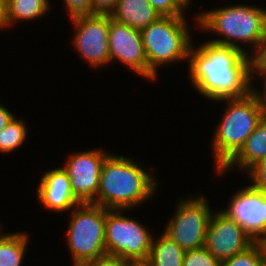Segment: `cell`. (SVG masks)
Here are the masks:
<instances>
[{
	"mask_svg": "<svg viewBox=\"0 0 266 266\" xmlns=\"http://www.w3.org/2000/svg\"><path fill=\"white\" fill-rule=\"evenodd\" d=\"M188 61L192 85L207 99L218 102L254 90L250 56L240 49L207 41L191 46Z\"/></svg>",
	"mask_w": 266,
	"mask_h": 266,
	"instance_id": "obj_1",
	"label": "cell"
},
{
	"mask_svg": "<svg viewBox=\"0 0 266 266\" xmlns=\"http://www.w3.org/2000/svg\"><path fill=\"white\" fill-rule=\"evenodd\" d=\"M145 167L123 155L110 153L104 160L93 204L106 209H134L157 191V179Z\"/></svg>",
	"mask_w": 266,
	"mask_h": 266,
	"instance_id": "obj_2",
	"label": "cell"
},
{
	"mask_svg": "<svg viewBox=\"0 0 266 266\" xmlns=\"http://www.w3.org/2000/svg\"><path fill=\"white\" fill-rule=\"evenodd\" d=\"M218 101H225L228 106L223 118L218 121L211 142L216 172L240 151L246 139L266 115V102L256 87L246 96Z\"/></svg>",
	"mask_w": 266,
	"mask_h": 266,
	"instance_id": "obj_3",
	"label": "cell"
},
{
	"mask_svg": "<svg viewBox=\"0 0 266 266\" xmlns=\"http://www.w3.org/2000/svg\"><path fill=\"white\" fill-rule=\"evenodd\" d=\"M195 17L202 31L217 33L224 37L215 38L209 42L240 49L247 55L251 54L242 46L249 44L254 52L266 31V9L257 6L228 5L201 12ZM239 42L243 45L239 46Z\"/></svg>",
	"mask_w": 266,
	"mask_h": 266,
	"instance_id": "obj_4",
	"label": "cell"
},
{
	"mask_svg": "<svg viewBox=\"0 0 266 266\" xmlns=\"http://www.w3.org/2000/svg\"><path fill=\"white\" fill-rule=\"evenodd\" d=\"M185 18L160 16L141 30L150 81L157 78L159 66L189 60L193 42Z\"/></svg>",
	"mask_w": 266,
	"mask_h": 266,
	"instance_id": "obj_5",
	"label": "cell"
},
{
	"mask_svg": "<svg viewBox=\"0 0 266 266\" xmlns=\"http://www.w3.org/2000/svg\"><path fill=\"white\" fill-rule=\"evenodd\" d=\"M73 209L66 238L73 266H82L106 254V208L80 203Z\"/></svg>",
	"mask_w": 266,
	"mask_h": 266,
	"instance_id": "obj_6",
	"label": "cell"
},
{
	"mask_svg": "<svg viewBox=\"0 0 266 266\" xmlns=\"http://www.w3.org/2000/svg\"><path fill=\"white\" fill-rule=\"evenodd\" d=\"M121 209H106V254L117 255L131 263H145L153 237L137 220L126 217ZM123 214V215H122Z\"/></svg>",
	"mask_w": 266,
	"mask_h": 266,
	"instance_id": "obj_7",
	"label": "cell"
},
{
	"mask_svg": "<svg viewBox=\"0 0 266 266\" xmlns=\"http://www.w3.org/2000/svg\"><path fill=\"white\" fill-rule=\"evenodd\" d=\"M176 206L174 216L167 223L164 232L185 251L204 247L213 214L206 197L197 195L180 199Z\"/></svg>",
	"mask_w": 266,
	"mask_h": 266,
	"instance_id": "obj_8",
	"label": "cell"
},
{
	"mask_svg": "<svg viewBox=\"0 0 266 266\" xmlns=\"http://www.w3.org/2000/svg\"><path fill=\"white\" fill-rule=\"evenodd\" d=\"M76 28L73 46L92 67H105L109 56V15L82 14L70 17Z\"/></svg>",
	"mask_w": 266,
	"mask_h": 266,
	"instance_id": "obj_9",
	"label": "cell"
},
{
	"mask_svg": "<svg viewBox=\"0 0 266 266\" xmlns=\"http://www.w3.org/2000/svg\"><path fill=\"white\" fill-rule=\"evenodd\" d=\"M109 154L100 149L76 152L62 166L71 179L72 193L80 203L96 200L101 168Z\"/></svg>",
	"mask_w": 266,
	"mask_h": 266,
	"instance_id": "obj_10",
	"label": "cell"
},
{
	"mask_svg": "<svg viewBox=\"0 0 266 266\" xmlns=\"http://www.w3.org/2000/svg\"><path fill=\"white\" fill-rule=\"evenodd\" d=\"M255 241L245 232L243 226L224 212H213L207 228L204 247L222 262L244 252Z\"/></svg>",
	"mask_w": 266,
	"mask_h": 266,
	"instance_id": "obj_11",
	"label": "cell"
},
{
	"mask_svg": "<svg viewBox=\"0 0 266 266\" xmlns=\"http://www.w3.org/2000/svg\"><path fill=\"white\" fill-rule=\"evenodd\" d=\"M110 63L118 60L137 75L148 79V62L141 31L112 19L109 15Z\"/></svg>",
	"mask_w": 266,
	"mask_h": 266,
	"instance_id": "obj_12",
	"label": "cell"
},
{
	"mask_svg": "<svg viewBox=\"0 0 266 266\" xmlns=\"http://www.w3.org/2000/svg\"><path fill=\"white\" fill-rule=\"evenodd\" d=\"M256 242L266 237V194L251 185L234 193L224 210Z\"/></svg>",
	"mask_w": 266,
	"mask_h": 266,
	"instance_id": "obj_13",
	"label": "cell"
},
{
	"mask_svg": "<svg viewBox=\"0 0 266 266\" xmlns=\"http://www.w3.org/2000/svg\"><path fill=\"white\" fill-rule=\"evenodd\" d=\"M40 180L37 196L45 209L65 212L80 204L72 193L71 179L62 167L46 171Z\"/></svg>",
	"mask_w": 266,
	"mask_h": 266,
	"instance_id": "obj_14",
	"label": "cell"
},
{
	"mask_svg": "<svg viewBox=\"0 0 266 266\" xmlns=\"http://www.w3.org/2000/svg\"><path fill=\"white\" fill-rule=\"evenodd\" d=\"M266 158V115L257 124L252 134L246 139L240 151L221 169L218 176L234 166L247 172L261 159Z\"/></svg>",
	"mask_w": 266,
	"mask_h": 266,
	"instance_id": "obj_15",
	"label": "cell"
},
{
	"mask_svg": "<svg viewBox=\"0 0 266 266\" xmlns=\"http://www.w3.org/2000/svg\"><path fill=\"white\" fill-rule=\"evenodd\" d=\"M110 17L141 31L156 21L160 14L148 0H119Z\"/></svg>",
	"mask_w": 266,
	"mask_h": 266,
	"instance_id": "obj_16",
	"label": "cell"
},
{
	"mask_svg": "<svg viewBox=\"0 0 266 266\" xmlns=\"http://www.w3.org/2000/svg\"><path fill=\"white\" fill-rule=\"evenodd\" d=\"M49 0H3L4 26L10 27L16 20H35L50 9Z\"/></svg>",
	"mask_w": 266,
	"mask_h": 266,
	"instance_id": "obj_17",
	"label": "cell"
},
{
	"mask_svg": "<svg viewBox=\"0 0 266 266\" xmlns=\"http://www.w3.org/2000/svg\"><path fill=\"white\" fill-rule=\"evenodd\" d=\"M185 250L173 241L164 231L153 238L151 252L145 264L147 266H183Z\"/></svg>",
	"mask_w": 266,
	"mask_h": 266,
	"instance_id": "obj_18",
	"label": "cell"
},
{
	"mask_svg": "<svg viewBox=\"0 0 266 266\" xmlns=\"http://www.w3.org/2000/svg\"><path fill=\"white\" fill-rule=\"evenodd\" d=\"M28 239L25 232H0V266H20L25 258Z\"/></svg>",
	"mask_w": 266,
	"mask_h": 266,
	"instance_id": "obj_19",
	"label": "cell"
},
{
	"mask_svg": "<svg viewBox=\"0 0 266 266\" xmlns=\"http://www.w3.org/2000/svg\"><path fill=\"white\" fill-rule=\"evenodd\" d=\"M27 133L23 120L14 116L7 126L0 130V152L10 153L21 147L26 140Z\"/></svg>",
	"mask_w": 266,
	"mask_h": 266,
	"instance_id": "obj_20",
	"label": "cell"
},
{
	"mask_svg": "<svg viewBox=\"0 0 266 266\" xmlns=\"http://www.w3.org/2000/svg\"><path fill=\"white\" fill-rule=\"evenodd\" d=\"M221 266H265L264 258L257 242L244 252L223 260Z\"/></svg>",
	"mask_w": 266,
	"mask_h": 266,
	"instance_id": "obj_21",
	"label": "cell"
},
{
	"mask_svg": "<svg viewBox=\"0 0 266 266\" xmlns=\"http://www.w3.org/2000/svg\"><path fill=\"white\" fill-rule=\"evenodd\" d=\"M183 266H221L205 247L185 251Z\"/></svg>",
	"mask_w": 266,
	"mask_h": 266,
	"instance_id": "obj_22",
	"label": "cell"
},
{
	"mask_svg": "<svg viewBox=\"0 0 266 266\" xmlns=\"http://www.w3.org/2000/svg\"><path fill=\"white\" fill-rule=\"evenodd\" d=\"M252 53L253 55H250L252 79L254 77V74H256L255 75L256 77L258 75L259 76L261 75L264 77L263 79H265L266 78V31L261 41L259 42L257 49Z\"/></svg>",
	"mask_w": 266,
	"mask_h": 266,
	"instance_id": "obj_23",
	"label": "cell"
},
{
	"mask_svg": "<svg viewBox=\"0 0 266 266\" xmlns=\"http://www.w3.org/2000/svg\"><path fill=\"white\" fill-rule=\"evenodd\" d=\"M248 176L251 179V186L266 194V158L261 159L248 171Z\"/></svg>",
	"mask_w": 266,
	"mask_h": 266,
	"instance_id": "obj_24",
	"label": "cell"
},
{
	"mask_svg": "<svg viewBox=\"0 0 266 266\" xmlns=\"http://www.w3.org/2000/svg\"><path fill=\"white\" fill-rule=\"evenodd\" d=\"M160 16H184V8L176 0H148Z\"/></svg>",
	"mask_w": 266,
	"mask_h": 266,
	"instance_id": "obj_25",
	"label": "cell"
},
{
	"mask_svg": "<svg viewBox=\"0 0 266 266\" xmlns=\"http://www.w3.org/2000/svg\"><path fill=\"white\" fill-rule=\"evenodd\" d=\"M65 8L70 17L82 14H92V0H64Z\"/></svg>",
	"mask_w": 266,
	"mask_h": 266,
	"instance_id": "obj_26",
	"label": "cell"
},
{
	"mask_svg": "<svg viewBox=\"0 0 266 266\" xmlns=\"http://www.w3.org/2000/svg\"><path fill=\"white\" fill-rule=\"evenodd\" d=\"M130 264V261L123 259L120 256L105 254L82 266H129Z\"/></svg>",
	"mask_w": 266,
	"mask_h": 266,
	"instance_id": "obj_27",
	"label": "cell"
},
{
	"mask_svg": "<svg viewBox=\"0 0 266 266\" xmlns=\"http://www.w3.org/2000/svg\"><path fill=\"white\" fill-rule=\"evenodd\" d=\"M119 0H92V14H108L116 7Z\"/></svg>",
	"mask_w": 266,
	"mask_h": 266,
	"instance_id": "obj_28",
	"label": "cell"
},
{
	"mask_svg": "<svg viewBox=\"0 0 266 266\" xmlns=\"http://www.w3.org/2000/svg\"><path fill=\"white\" fill-rule=\"evenodd\" d=\"M14 117L9 109L0 104V130L7 126L10 120Z\"/></svg>",
	"mask_w": 266,
	"mask_h": 266,
	"instance_id": "obj_29",
	"label": "cell"
},
{
	"mask_svg": "<svg viewBox=\"0 0 266 266\" xmlns=\"http://www.w3.org/2000/svg\"><path fill=\"white\" fill-rule=\"evenodd\" d=\"M256 242L260 247L261 253H262L263 258H264V263L266 266V237L260 238Z\"/></svg>",
	"mask_w": 266,
	"mask_h": 266,
	"instance_id": "obj_30",
	"label": "cell"
},
{
	"mask_svg": "<svg viewBox=\"0 0 266 266\" xmlns=\"http://www.w3.org/2000/svg\"><path fill=\"white\" fill-rule=\"evenodd\" d=\"M5 28L3 21V0H0V30Z\"/></svg>",
	"mask_w": 266,
	"mask_h": 266,
	"instance_id": "obj_31",
	"label": "cell"
},
{
	"mask_svg": "<svg viewBox=\"0 0 266 266\" xmlns=\"http://www.w3.org/2000/svg\"><path fill=\"white\" fill-rule=\"evenodd\" d=\"M184 9H186L189 4L191 3V0H176Z\"/></svg>",
	"mask_w": 266,
	"mask_h": 266,
	"instance_id": "obj_32",
	"label": "cell"
},
{
	"mask_svg": "<svg viewBox=\"0 0 266 266\" xmlns=\"http://www.w3.org/2000/svg\"><path fill=\"white\" fill-rule=\"evenodd\" d=\"M264 85H263V89L264 90H262V94H263V97H264V101L266 102V78L264 79Z\"/></svg>",
	"mask_w": 266,
	"mask_h": 266,
	"instance_id": "obj_33",
	"label": "cell"
},
{
	"mask_svg": "<svg viewBox=\"0 0 266 266\" xmlns=\"http://www.w3.org/2000/svg\"><path fill=\"white\" fill-rule=\"evenodd\" d=\"M129 266H147L145 263H131Z\"/></svg>",
	"mask_w": 266,
	"mask_h": 266,
	"instance_id": "obj_34",
	"label": "cell"
}]
</instances>
